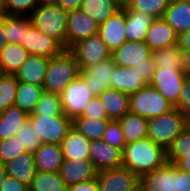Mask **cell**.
Listing matches in <instances>:
<instances>
[{"label":"cell","mask_w":190,"mask_h":191,"mask_svg":"<svg viewBox=\"0 0 190 191\" xmlns=\"http://www.w3.org/2000/svg\"><path fill=\"white\" fill-rule=\"evenodd\" d=\"M28 122L42 144L60 145L72 127V119L65 114L50 116L31 113L29 114Z\"/></svg>","instance_id":"7"},{"label":"cell","mask_w":190,"mask_h":191,"mask_svg":"<svg viewBox=\"0 0 190 191\" xmlns=\"http://www.w3.org/2000/svg\"><path fill=\"white\" fill-rule=\"evenodd\" d=\"M174 106L149 84L129 95V112L146 119L169 112Z\"/></svg>","instance_id":"6"},{"label":"cell","mask_w":190,"mask_h":191,"mask_svg":"<svg viewBox=\"0 0 190 191\" xmlns=\"http://www.w3.org/2000/svg\"><path fill=\"white\" fill-rule=\"evenodd\" d=\"M136 191H143V190H142L141 187L139 186V188H138Z\"/></svg>","instance_id":"59"},{"label":"cell","mask_w":190,"mask_h":191,"mask_svg":"<svg viewBox=\"0 0 190 191\" xmlns=\"http://www.w3.org/2000/svg\"><path fill=\"white\" fill-rule=\"evenodd\" d=\"M182 70L186 76H190V50L182 51Z\"/></svg>","instance_id":"52"},{"label":"cell","mask_w":190,"mask_h":191,"mask_svg":"<svg viewBox=\"0 0 190 191\" xmlns=\"http://www.w3.org/2000/svg\"><path fill=\"white\" fill-rule=\"evenodd\" d=\"M68 51L75 57L80 70H85L111 56V52L98 33L73 44Z\"/></svg>","instance_id":"8"},{"label":"cell","mask_w":190,"mask_h":191,"mask_svg":"<svg viewBox=\"0 0 190 191\" xmlns=\"http://www.w3.org/2000/svg\"><path fill=\"white\" fill-rule=\"evenodd\" d=\"M139 185L143 191H176V165L166 162L143 174Z\"/></svg>","instance_id":"15"},{"label":"cell","mask_w":190,"mask_h":191,"mask_svg":"<svg viewBox=\"0 0 190 191\" xmlns=\"http://www.w3.org/2000/svg\"><path fill=\"white\" fill-rule=\"evenodd\" d=\"M177 46L181 51L190 50V30L178 34Z\"/></svg>","instance_id":"51"},{"label":"cell","mask_w":190,"mask_h":191,"mask_svg":"<svg viewBox=\"0 0 190 191\" xmlns=\"http://www.w3.org/2000/svg\"><path fill=\"white\" fill-rule=\"evenodd\" d=\"M6 177H7V171L5 165L0 163V189Z\"/></svg>","instance_id":"54"},{"label":"cell","mask_w":190,"mask_h":191,"mask_svg":"<svg viewBox=\"0 0 190 191\" xmlns=\"http://www.w3.org/2000/svg\"><path fill=\"white\" fill-rule=\"evenodd\" d=\"M102 140L123 152V149L126 146V142L121 126L117 120H111L108 123Z\"/></svg>","instance_id":"44"},{"label":"cell","mask_w":190,"mask_h":191,"mask_svg":"<svg viewBox=\"0 0 190 191\" xmlns=\"http://www.w3.org/2000/svg\"><path fill=\"white\" fill-rule=\"evenodd\" d=\"M89 160L98 171L122 166V151L107 142L94 140L90 142Z\"/></svg>","instance_id":"18"},{"label":"cell","mask_w":190,"mask_h":191,"mask_svg":"<svg viewBox=\"0 0 190 191\" xmlns=\"http://www.w3.org/2000/svg\"><path fill=\"white\" fill-rule=\"evenodd\" d=\"M99 191H136L140 178L129 169L120 166L98 171Z\"/></svg>","instance_id":"12"},{"label":"cell","mask_w":190,"mask_h":191,"mask_svg":"<svg viewBox=\"0 0 190 191\" xmlns=\"http://www.w3.org/2000/svg\"><path fill=\"white\" fill-rule=\"evenodd\" d=\"M151 52L144 41H126L114 50L111 56L116 66L135 68L149 84L155 69Z\"/></svg>","instance_id":"3"},{"label":"cell","mask_w":190,"mask_h":191,"mask_svg":"<svg viewBox=\"0 0 190 191\" xmlns=\"http://www.w3.org/2000/svg\"><path fill=\"white\" fill-rule=\"evenodd\" d=\"M16 136L21 144L24 145L27 152L34 153L42 144L28 121L17 131Z\"/></svg>","instance_id":"43"},{"label":"cell","mask_w":190,"mask_h":191,"mask_svg":"<svg viewBox=\"0 0 190 191\" xmlns=\"http://www.w3.org/2000/svg\"><path fill=\"white\" fill-rule=\"evenodd\" d=\"M92 97L83 78L80 75L77 76L60 95L63 113L73 120L83 113Z\"/></svg>","instance_id":"10"},{"label":"cell","mask_w":190,"mask_h":191,"mask_svg":"<svg viewBox=\"0 0 190 191\" xmlns=\"http://www.w3.org/2000/svg\"><path fill=\"white\" fill-rule=\"evenodd\" d=\"M25 152L27 151L17 136L0 140V163L2 164L10 162Z\"/></svg>","instance_id":"41"},{"label":"cell","mask_w":190,"mask_h":191,"mask_svg":"<svg viewBox=\"0 0 190 191\" xmlns=\"http://www.w3.org/2000/svg\"><path fill=\"white\" fill-rule=\"evenodd\" d=\"M176 108L190 121V76H186Z\"/></svg>","instance_id":"46"},{"label":"cell","mask_w":190,"mask_h":191,"mask_svg":"<svg viewBox=\"0 0 190 191\" xmlns=\"http://www.w3.org/2000/svg\"><path fill=\"white\" fill-rule=\"evenodd\" d=\"M68 191H99V185L97 179H93L71 185Z\"/></svg>","instance_id":"49"},{"label":"cell","mask_w":190,"mask_h":191,"mask_svg":"<svg viewBox=\"0 0 190 191\" xmlns=\"http://www.w3.org/2000/svg\"><path fill=\"white\" fill-rule=\"evenodd\" d=\"M7 175L29 186L36 174L35 158L32 152H25L4 164Z\"/></svg>","instance_id":"25"},{"label":"cell","mask_w":190,"mask_h":191,"mask_svg":"<svg viewBox=\"0 0 190 191\" xmlns=\"http://www.w3.org/2000/svg\"><path fill=\"white\" fill-rule=\"evenodd\" d=\"M35 115L64 114L60 95L43 92L33 111Z\"/></svg>","instance_id":"40"},{"label":"cell","mask_w":190,"mask_h":191,"mask_svg":"<svg viewBox=\"0 0 190 191\" xmlns=\"http://www.w3.org/2000/svg\"><path fill=\"white\" fill-rule=\"evenodd\" d=\"M5 14L16 16H30L38 6L37 0H4Z\"/></svg>","instance_id":"42"},{"label":"cell","mask_w":190,"mask_h":191,"mask_svg":"<svg viewBox=\"0 0 190 191\" xmlns=\"http://www.w3.org/2000/svg\"><path fill=\"white\" fill-rule=\"evenodd\" d=\"M77 117L110 119L98 96H93L89 103L85 106L83 113Z\"/></svg>","instance_id":"45"},{"label":"cell","mask_w":190,"mask_h":191,"mask_svg":"<svg viewBox=\"0 0 190 191\" xmlns=\"http://www.w3.org/2000/svg\"><path fill=\"white\" fill-rule=\"evenodd\" d=\"M0 191H29L28 186L7 175Z\"/></svg>","instance_id":"48"},{"label":"cell","mask_w":190,"mask_h":191,"mask_svg":"<svg viewBox=\"0 0 190 191\" xmlns=\"http://www.w3.org/2000/svg\"><path fill=\"white\" fill-rule=\"evenodd\" d=\"M33 154L36 171L40 172H59L64 161L61 146L56 144H41Z\"/></svg>","instance_id":"24"},{"label":"cell","mask_w":190,"mask_h":191,"mask_svg":"<svg viewBox=\"0 0 190 191\" xmlns=\"http://www.w3.org/2000/svg\"><path fill=\"white\" fill-rule=\"evenodd\" d=\"M68 12L58 5H38L30 14L33 26L58 41L67 50Z\"/></svg>","instance_id":"4"},{"label":"cell","mask_w":190,"mask_h":191,"mask_svg":"<svg viewBox=\"0 0 190 191\" xmlns=\"http://www.w3.org/2000/svg\"><path fill=\"white\" fill-rule=\"evenodd\" d=\"M98 34L112 53L126 41L125 7L120 8L107 21L99 25Z\"/></svg>","instance_id":"16"},{"label":"cell","mask_w":190,"mask_h":191,"mask_svg":"<svg viewBox=\"0 0 190 191\" xmlns=\"http://www.w3.org/2000/svg\"><path fill=\"white\" fill-rule=\"evenodd\" d=\"M117 121L121 126L126 144L148 137V119L128 112Z\"/></svg>","instance_id":"29"},{"label":"cell","mask_w":190,"mask_h":191,"mask_svg":"<svg viewBox=\"0 0 190 191\" xmlns=\"http://www.w3.org/2000/svg\"><path fill=\"white\" fill-rule=\"evenodd\" d=\"M166 162V150L148 137L126 144L122 152V166L139 178Z\"/></svg>","instance_id":"1"},{"label":"cell","mask_w":190,"mask_h":191,"mask_svg":"<svg viewBox=\"0 0 190 191\" xmlns=\"http://www.w3.org/2000/svg\"><path fill=\"white\" fill-rule=\"evenodd\" d=\"M3 72H2V69H1V66H0V78L3 76Z\"/></svg>","instance_id":"58"},{"label":"cell","mask_w":190,"mask_h":191,"mask_svg":"<svg viewBox=\"0 0 190 191\" xmlns=\"http://www.w3.org/2000/svg\"><path fill=\"white\" fill-rule=\"evenodd\" d=\"M115 63L110 56L98 64L91 65L85 70H80L79 75L83 78L93 96H98L102 91L111 88Z\"/></svg>","instance_id":"13"},{"label":"cell","mask_w":190,"mask_h":191,"mask_svg":"<svg viewBox=\"0 0 190 191\" xmlns=\"http://www.w3.org/2000/svg\"><path fill=\"white\" fill-rule=\"evenodd\" d=\"M111 119H96L89 117H75L72 126L82 133L88 140H101Z\"/></svg>","instance_id":"34"},{"label":"cell","mask_w":190,"mask_h":191,"mask_svg":"<svg viewBox=\"0 0 190 191\" xmlns=\"http://www.w3.org/2000/svg\"><path fill=\"white\" fill-rule=\"evenodd\" d=\"M176 191H190V172L176 166Z\"/></svg>","instance_id":"47"},{"label":"cell","mask_w":190,"mask_h":191,"mask_svg":"<svg viewBox=\"0 0 190 191\" xmlns=\"http://www.w3.org/2000/svg\"><path fill=\"white\" fill-rule=\"evenodd\" d=\"M167 162L190 172V123L166 149Z\"/></svg>","instance_id":"20"},{"label":"cell","mask_w":190,"mask_h":191,"mask_svg":"<svg viewBox=\"0 0 190 191\" xmlns=\"http://www.w3.org/2000/svg\"><path fill=\"white\" fill-rule=\"evenodd\" d=\"M163 18L177 34L190 30V1L170 0Z\"/></svg>","instance_id":"28"},{"label":"cell","mask_w":190,"mask_h":191,"mask_svg":"<svg viewBox=\"0 0 190 191\" xmlns=\"http://www.w3.org/2000/svg\"><path fill=\"white\" fill-rule=\"evenodd\" d=\"M155 18L125 7L127 41H145L146 34Z\"/></svg>","instance_id":"26"},{"label":"cell","mask_w":190,"mask_h":191,"mask_svg":"<svg viewBox=\"0 0 190 191\" xmlns=\"http://www.w3.org/2000/svg\"><path fill=\"white\" fill-rule=\"evenodd\" d=\"M170 0H130L127 8L148 14L154 18L164 17Z\"/></svg>","instance_id":"38"},{"label":"cell","mask_w":190,"mask_h":191,"mask_svg":"<svg viewBox=\"0 0 190 191\" xmlns=\"http://www.w3.org/2000/svg\"><path fill=\"white\" fill-rule=\"evenodd\" d=\"M114 2L118 5L120 8L127 7L130 0H114Z\"/></svg>","instance_id":"56"},{"label":"cell","mask_w":190,"mask_h":191,"mask_svg":"<svg viewBox=\"0 0 190 191\" xmlns=\"http://www.w3.org/2000/svg\"><path fill=\"white\" fill-rule=\"evenodd\" d=\"M79 73L75 57L65 49L60 55L49 58L43 83L44 92L61 95Z\"/></svg>","instance_id":"2"},{"label":"cell","mask_w":190,"mask_h":191,"mask_svg":"<svg viewBox=\"0 0 190 191\" xmlns=\"http://www.w3.org/2000/svg\"><path fill=\"white\" fill-rule=\"evenodd\" d=\"M29 114L13 105L0 112V140L16 136L17 131L28 121Z\"/></svg>","instance_id":"30"},{"label":"cell","mask_w":190,"mask_h":191,"mask_svg":"<svg viewBox=\"0 0 190 191\" xmlns=\"http://www.w3.org/2000/svg\"><path fill=\"white\" fill-rule=\"evenodd\" d=\"M43 92L44 90L41 86L19 81L14 105L31 114Z\"/></svg>","instance_id":"33"},{"label":"cell","mask_w":190,"mask_h":191,"mask_svg":"<svg viewBox=\"0 0 190 191\" xmlns=\"http://www.w3.org/2000/svg\"><path fill=\"white\" fill-rule=\"evenodd\" d=\"M155 68L182 70V51L177 45L151 52Z\"/></svg>","instance_id":"36"},{"label":"cell","mask_w":190,"mask_h":191,"mask_svg":"<svg viewBox=\"0 0 190 191\" xmlns=\"http://www.w3.org/2000/svg\"><path fill=\"white\" fill-rule=\"evenodd\" d=\"M189 123L190 121L174 107L167 113L148 119L147 136L166 150Z\"/></svg>","instance_id":"5"},{"label":"cell","mask_w":190,"mask_h":191,"mask_svg":"<svg viewBox=\"0 0 190 191\" xmlns=\"http://www.w3.org/2000/svg\"><path fill=\"white\" fill-rule=\"evenodd\" d=\"M48 62L47 57L29 55L14 76L20 82L43 87Z\"/></svg>","instance_id":"21"},{"label":"cell","mask_w":190,"mask_h":191,"mask_svg":"<svg viewBox=\"0 0 190 191\" xmlns=\"http://www.w3.org/2000/svg\"><path fill=\"white\" fill-rule=\"evenodd\" d=\"M5 14V1L0 0V16Z\"/></svg>","instance_id":"57"},{"label":"cell","mask_w":190,"mask_h":191,"mask_svg":"<svg viewBox=\"0 0 190 191\" xmlns=\"http://www.w3.org/2000/svg\"><path fill=\"white\" fill-rule=\"evenodd\" d=\"M19 81L14 75L0 78V112L14 105Z\"/></svg>","instance_id":"39"},{"label":"cell","mask_w":190,"mask_h":191,"mask_svg":"<svg viewBox=\"0 0 190 191\" xmlns=\"http://www.w3.org/2000/svg\"><path fill=\"white\" fill-rule=\"evenodd\" d=\"M28 189L29 191H68V186L58 172L37 171Z\"/></svg>","instance_id":"35"},{"label":"cell","mask_w":190,"mask_h":191,"mask_svg":"<svg viewBox=\"0 0 190 191\" xmlns=\"http://www.w3.org/2000/svg\"><path fill=\"white\" fill-rule=\"evenodd\" d=\"M84 0H59L57 5L63 10L69 12L76 9H80Z\"/></svg>","instance_id":"50"},{"label":"cell","mask_w":190,"mask_h":191,"mask_svg":"<svg viewBox=\"0 0 190 191\" xmlns=\"http://www.w3.org/2000/svg\"><path fill=\"white\" fill-rule=\"evenodd\" d=\"M21 45L29 55L47 58L58 56L65 50L58 41L36 29L30 18L25 22V36Z\"/></svg>","instance_id":"9"},{"label":"cell","mask_w":190,"mask_h":191,"mask_svg":"<svg viewBox=\"0 0 190 191\" xmlns=\"http://www.w3.org/2000/svg\"><path fill=\"white\" fill-rule=\"evenodd\" d=\"M178 34L162 18H155L147 31L145 43L151 51L177 45Z\"/></svg>","instance_id":"19"},{"label":"cell","mask_w":190,"mask_h":191,"mask_svg":"<svg viewBox=\"0 0 190 191\" xmlns=\"http://www.w3.org/2000/svg\"><path fill=\"white\" fill-rule=\"evenodd\" d=\"M29 18V16L3 15V24L8 43H23L25 36V22Z\"/></svg>","instance_id":"37"},{"label":"cell","mask_w":190,"mask_h":191,"mask_svg":"<svg viewBox=\"0 0 190 191\" xmlns=\"http://www.w3.org/2000/svg\"><path fill=\"white\" fill-rule=\"evenodd\" d=\"M58 173L68 187L80 182L96 179L98 176V170L89 159H64Z\"/></svg>","instance_id":"17"},{"label":"cell","mask_w":190,"mask_h":191,"mask_svg":"<svg viewBox=\"0 0 190 191\" xmlns=\"http://www.w3.org/2000/svg\"><path fill=\"white\" fill-rule=\"evenodd\" d=\"M90 142V140L72 126L60 144L64 159H89Z\"/></svg>","instance_id":"23"},{"label":"cell","mask_w":190,"mask_h":191,"mask_svg":"<svg viewBox=\"0 0 190 191\" xmlns=\"http://www.w3.org/2000/svg\"><path fill=\"white\" fill-rule=\"evenodd\" d=\"M29 53L21 44L8 43L0 51V66L4 75H15Z\"/></svg>","instance_id":"31"},{"label":"cell","mask_w":190,"mask_h":191,"mask_svg":"<svg viewBox=\"0 0 190 191\" xmlns=\"http://www.w3.org/2000/svg\"><path fill=\"white\" fill-rule=\"evenodd\" d=\"M185 77L183 70L155 68L149 85L176 107Z\"/></svg>","instance_id":"11"},{"label":"cell","mask_w":190,"mask_h":191,"mask_svg":"<svg viewBox=\"0 0 190 191\" xmlns=\"http://www.w3.org/2000/svg\"><path fill=\"white\" fill-rule=\"evenodd\" d=\"M8 44L6 31L3 24V15L0 16V51Z\"/></svg>","instance_id":"53"},{"label":"cell","mask_w":190,"mask_h":191,"mask_svg":"<svg viewBox=\"0 0 190 191\" xmlns=\"http://www.w3.org/2000/svg\"><path fill=\"white\" fill-rule=\"evenodd\" d=\"M99 25L92 17L76 9L68 12L67 16V50L79 41L97 34Z\"/></svg>","instance_id":"14"},{"label":"cell","mask_w":190,"mask_h":191,"mask_svg":"<svg viewBox=\"0 0 190 191\" xmlns=\"http://www.w3.org/2000/svg\"><path fill=\"white\" fill-rule=\"evenodd\" d=\"M98 97L111 120H117L129 112V94L110 88Z\"/></svg>","instance_id":"27"},{"label":"cell","mask_w":190,"mask_h":191,"mask_svg":"<svg viewBox=\"0 0 190 191\" xmlns=\"http://www.w3.org/2000/svg\"><path fill=\"white\" fill-rule=\"evenodd\" d=\"M38 5H57L59 0H37Z\"/></svg>","instance_id":"55"},{"label":"cell","mask_w":190,"mask_h":191,"mask_svg":"<svg viewBox=\"0 0 190 191\" xmlns=\"http://www.w3.org/2000/svg\"><path fill=\"white\" fill-rule=\"evenodd\" d=\"M80 9L100 25L116 13L120 7L114 0H84Z\"/></svg>","instance_id":"32"},{"label":"cell","mask_w":190,"mask_h":191,"mask_svg":"<svg viewBox=\"0 0 190 191\" xmlns=\"http://www.w3.org/2000/svg\"><path fill=\"white\" fill-rule=\"evenodd\" d=\"M112 75L111 88L129 95L148 85L135 68L116 66Z\"/></svg>","instance_id":"22"}]
</instances>
